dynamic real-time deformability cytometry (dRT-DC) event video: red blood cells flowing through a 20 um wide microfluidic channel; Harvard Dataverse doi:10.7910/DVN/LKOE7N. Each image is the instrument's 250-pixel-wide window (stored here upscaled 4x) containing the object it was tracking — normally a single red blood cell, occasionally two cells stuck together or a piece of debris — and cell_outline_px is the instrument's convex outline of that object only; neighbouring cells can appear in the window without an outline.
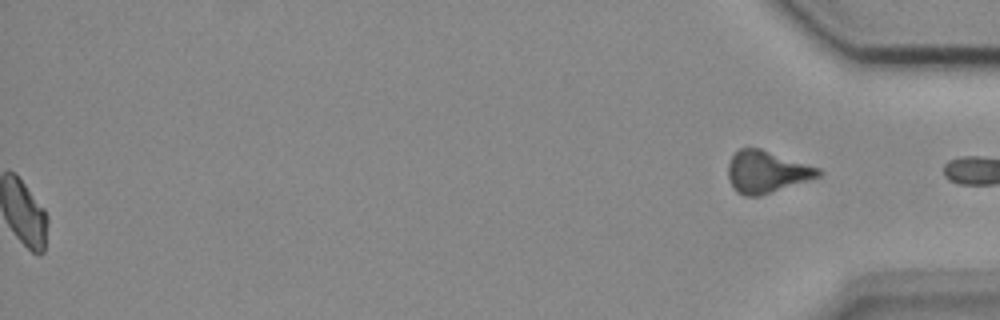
{"species": "common noctule bat (a hibernating species)", "species_latin": "Nyctalus noctula", "temperature_condition": "cold", "stored_images_in_passage": 55, "segment_of_instrument_passage": [2, 2], "camera_frame_rate_fps": 3000, "um_per_image_px": 0.085, "animal": {"sex": "female", "body_mass_g": 18.4}, "frame": {"image": 1, "passage_image": 55, "time_ms": 18.0, "image_size_px": [1000, 320], "cell_outline_px": [[824, 172], [820, 176], [760, 196], [744, 196], [736, 192], [728, 176], [728, 164], [732, 156], [740, 148], [760, 148], [820, 168]], "centroid_in_image_um": [65.16, 14.61], "position_along_channel_um": 370.0, "area_um2": 21.96}}